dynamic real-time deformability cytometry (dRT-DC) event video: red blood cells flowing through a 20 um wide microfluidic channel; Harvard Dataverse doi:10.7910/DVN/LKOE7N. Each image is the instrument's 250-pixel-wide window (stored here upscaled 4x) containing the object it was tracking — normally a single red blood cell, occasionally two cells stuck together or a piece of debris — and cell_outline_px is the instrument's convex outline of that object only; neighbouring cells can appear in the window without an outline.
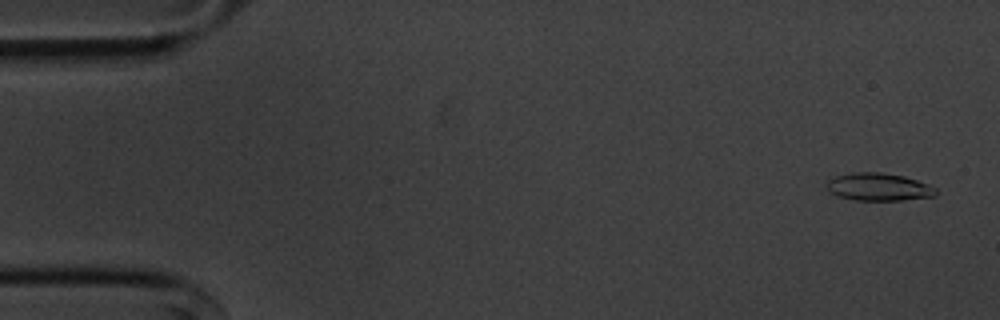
{"species": "common noctule bat (a hibernating species)", "species_latin": "Nyctalus noctula", "temperature_condition": "cold", "stored_images_in_passage": 55, "camera_frame_rate_fps": 3000, "um_per_image_px": 0.085, "animal": {"sex": "male", "body_mass_g": 20.1, "forearm_length_mm": 53.5}, "frame": {"image": 1, "passage_image": 3, "time_ms": 0.667, "image_size_px": [1000, 320], "cell_outline_px": [[936, 196], [900, 200], [856, 200], [836, 196], [828, 192], [828, 180], [836, 176], [856, 172], [880, 172], [904, 176], [916, 180], [936, 188]], "centroid_in_image_um": [74.67, 15.89], "position_along_channel_um": 10.3, "area_um2": 17.46}}
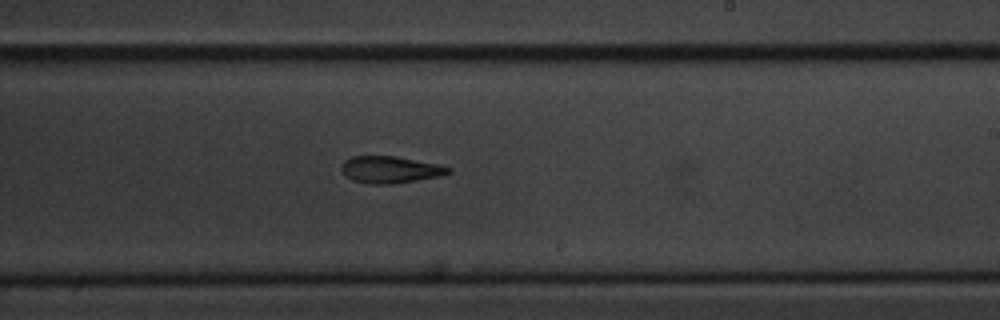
{"frame": {"image": 2, "passage_image": 33, "time_ms": 10.667, "image_size_px": [1000, 320], "cell_outline_px": [[452, 172], [440, 176], [396, 184], [368, 184], [352, 180], [340, 168], [344, 160], [352, 156], [396, 156], [436, 164], [452, 168]], "centroid_in_image_um": [33.17, 14.42], "position_along_channel_um": 255.8, "area_um2": 16.76}}
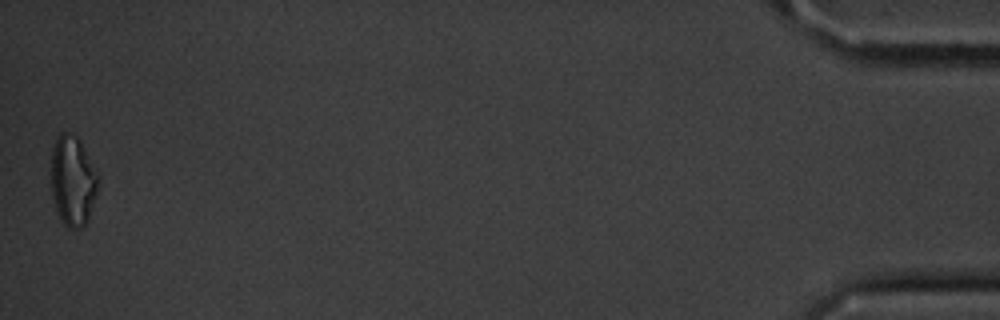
{"frame": {"image": 3, "passage_image": 55, "time_ms": 18.0, "image_size_px": [1000, 320], "cell_outline_px": [[100, 176], [96, 196], [88, 220], [80, 228], [68, 228], [60, 220], [52, 196], [48, 180], [52, 148], [60, 132], [68, 132], [76, 136], [80, 140]], "centroid_in_image_um": [6.16, 15.35], "position_along_channel_um": 429.0, "area_um2": 25.49}, "authors_computed_cell_mechanics": {"area_um2": 17.5134, "velocity_mm_per_s": 3.6393, "shape_relaxation_time_tau1_ms": 6.4617, "shape_relaxation_time_tau2_ms": 5.9357, "deformation_change_tau1": 0.1809, "deformation_change_tau2": 0.147}}